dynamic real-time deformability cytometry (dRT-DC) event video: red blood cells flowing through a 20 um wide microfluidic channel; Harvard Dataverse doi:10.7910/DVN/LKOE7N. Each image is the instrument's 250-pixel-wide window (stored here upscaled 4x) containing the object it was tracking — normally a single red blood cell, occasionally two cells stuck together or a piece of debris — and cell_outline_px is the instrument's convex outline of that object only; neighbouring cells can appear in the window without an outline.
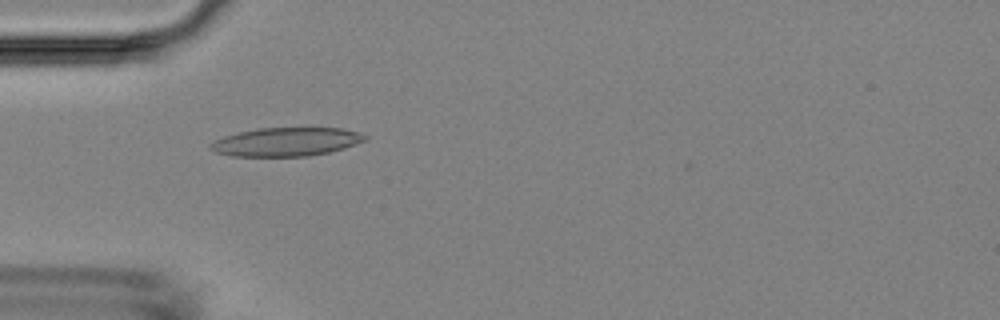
{"species": "Egyptian fruit bat (a non-hibernating species)", "species_latin": "Rousettus aegyptiacus", "temperature_condition": "room temperature", "stored_images_in_passage": 35, "camera_frame_rate_fps": 3000, "um_per_image_px": 0.085, "animal": {"sex": "female"}, "frame": {"image": 1, "passage_image": 1, "time_ms": 0.0, "image_size_px": [1000, 320], "cell_outline_px": [[368, 140], [344, 148], [328, 152], [308, 156], [232, 156], [216, 152], [208, 148], [208, 144], [212, 140], [224, 136], [256, 128], [344, 128], [360, 132], [368, 136]], "centroid_in_image_um": [24.33, 12.05], "position_along_channel_um": 60.7, "area_um2": 25.95}}
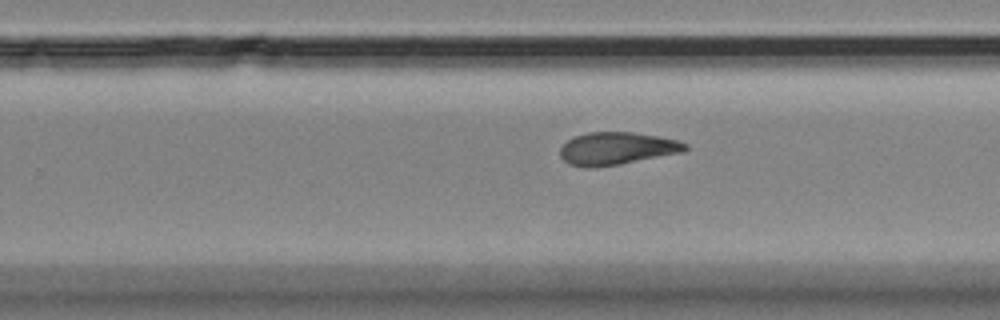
{"frame": {"image": 2, "passage_image": 17, "time_ms": 5.333, "image_size_px": [1000, 320], "cell_outline_px": [[688, 148], [684, 152], [620, 164], [596, 168], [584, 168], [568, 164], [560, 156], [560, 148], [568, 140], [576, 136], [588, 132], [632, 132], [680, 140], [688, 144]], "centroid_in_image_um": [52.44, 12.63], "position_along_channel_um": 277.4, "area_um2": 23.93}}
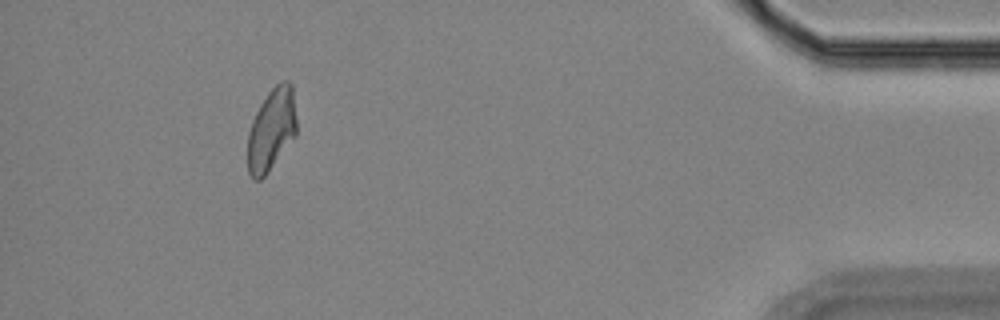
{"frame": {"image": 3, "passage_image": 31, "time_ms": 10.0, "image_size_px": [1000, 320], "cell_outline_px": [[296, 136], [268, 172], [260, 180], [252, 180], [248, 172], [248, 132], [252, 120], [260, 104], [268, 92], [276, 84], [284, 80], [288, 80], [292, 84], [296, 120]], "centroid_in_image_um": [23.07, 11.02], "position_along_channel_um": 412.1, "area_um2": 23.58}}